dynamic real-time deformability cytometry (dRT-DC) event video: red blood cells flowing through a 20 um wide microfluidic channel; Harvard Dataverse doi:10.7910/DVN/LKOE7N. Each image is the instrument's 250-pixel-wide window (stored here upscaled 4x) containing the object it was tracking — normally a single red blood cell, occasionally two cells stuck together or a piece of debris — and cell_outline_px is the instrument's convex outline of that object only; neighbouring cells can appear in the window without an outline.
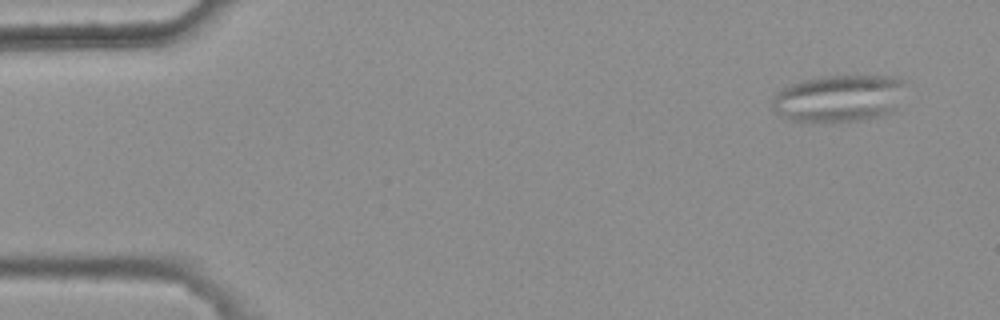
{"species": "common noctule bat (a hibernating species)", "species_latin": "Nyctalus noctula", "temperature_condition": "warm", "stored_images_in_passage": 4, "camera_frame_rate_fps": 3000, "um_per_image_px": 0.085, "animal": {"sex": "female", "body_mass_g": 25.1}, "frame": {"image": 1, "passage_image": 1, "time_ms": 0.0, "image_size_px": [1000, 320], "cell_outline_px": [[908, 80], [896, 108], [892, 112], [860, 120], [832, 124], [792, 120], [776, 112], [772, 108], [772, 100], [776, 92], [792, 84], [804, 80], [820, 76], [900, 76]], "centroid_in_image_um": [71.35, 8.36], "position_along_channel_um": 13.7, "area_um2": 37.17}}